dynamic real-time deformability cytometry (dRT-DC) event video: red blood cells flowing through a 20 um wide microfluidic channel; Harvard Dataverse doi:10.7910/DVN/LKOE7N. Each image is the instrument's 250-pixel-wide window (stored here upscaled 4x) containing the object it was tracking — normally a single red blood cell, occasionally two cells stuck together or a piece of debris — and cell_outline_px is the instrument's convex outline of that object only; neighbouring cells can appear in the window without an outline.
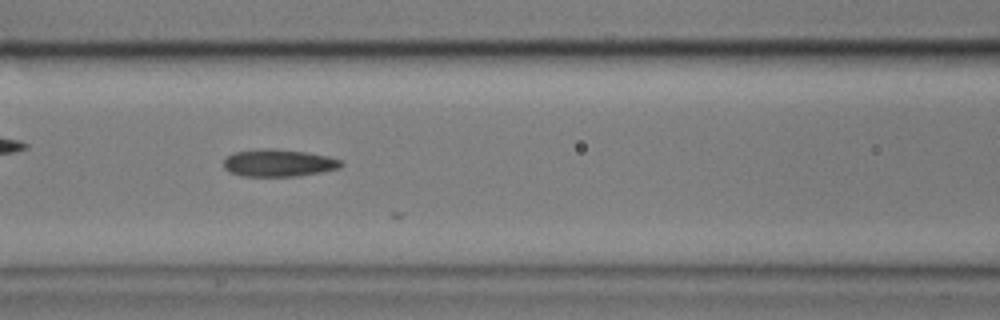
{"species": "common noctule bat (a hibernating species)", "species_latin": "Nyctalus noctula", "temperature_condition": "cold", "stored_images_in_passage": 21, "camera_frame_rate_fps": 3000, "um_per_image_px": 0.085, "animal": {"sex": "male", "body_mass_g": 17.9}, "frame": {"image": 1, "passage_image": 10, "time_ms": 3.0, "image_size_px": [1000, 320], "cell_outline_px": [[344, 164], [340, 168], [320, 172], [296, 176], [244, 176], [228, 172], [224, 168], [224, 160], [232, 152], [264, 148], [276, 148], [304, 152], [328, 156], [340, 160]], "centroid_in_image_um": [23.66, 13.84], "position_along_channel_um": 142.9, "area_um2": 18.73}}
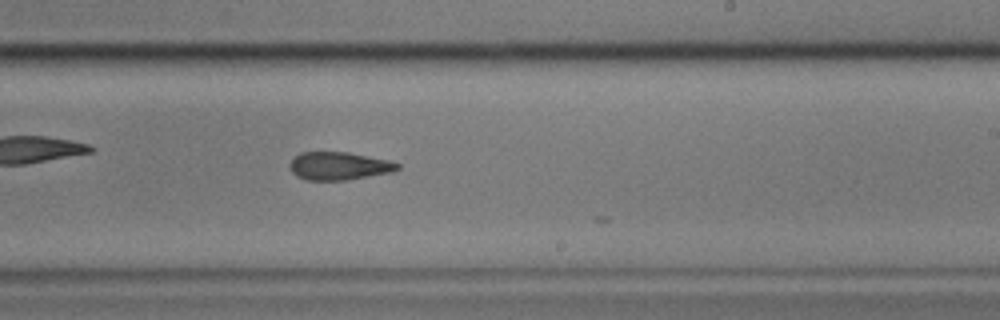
{"frame": {"image": 2, "passage_image": 20, "time_ms": 6.333, "image_size_px": [1000, 320], "cell_outline_px": [[400, 168], [392, 172], [344, 180], [308, 180], [296, 176], [292, 172], [288, 164], [300, 152], [348, 152], [392, 160], [400, 164]], "centroid_in_image_um": [28.83, 14.1], "position_along_channel_um": 260.2, "area_um2": 17.63}}